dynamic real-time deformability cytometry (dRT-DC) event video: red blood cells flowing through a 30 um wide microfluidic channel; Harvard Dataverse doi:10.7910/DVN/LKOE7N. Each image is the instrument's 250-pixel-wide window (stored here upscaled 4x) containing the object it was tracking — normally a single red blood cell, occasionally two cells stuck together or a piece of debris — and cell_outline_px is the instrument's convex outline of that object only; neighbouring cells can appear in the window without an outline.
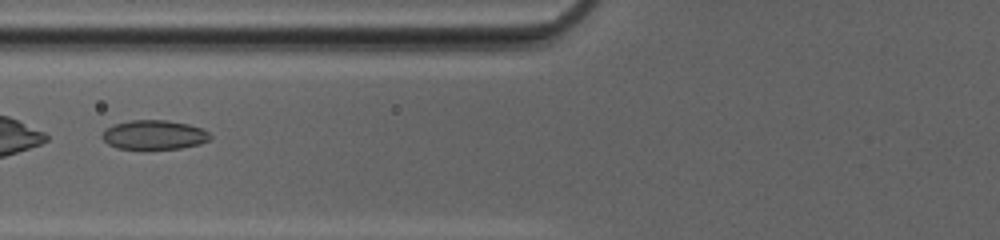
{"species": "common noctule bat (a hibernating species)", "species_latin": "Nyctalus noctula", "temperature_condition": "cold", "stored_images_in_passage": 49, "camera_frame_rate_fps": 3000, "um_per_image_px": 0.085, "animal": {"sex": "female", "body_mass_g": 20.0, "forearm_length_mm": 54.0}, "frame": {"image": 1, "passage_image": 22, "time_ms": 7.0, "image_size_px": [1000, 240], "cell_outline_px": [[212, 140], [200, 144], [180, 148], [116, 148], [108, 144], [100, 136], [104, 128], [112, 124], [132, 120], [168, 120], [188, 124], [200, 128], [208, 132], [212, 136]], "centroid_in_image_um": [13.08, 11.45], "position_along_channel_um": 112.7, "area_um2": 18.5}, "authors_computed_cell_mechanics": {"area_um2": 19.074, "velocity_mm_per_s": 4.2018, "shape_relaxation_time_tau1_ms": 9.5051, "shape_relaxation_time_tau2_ms": 1.3841, "deformation_change_tau1": 0.1878, "deformation_change_tau2": 0.0551}}